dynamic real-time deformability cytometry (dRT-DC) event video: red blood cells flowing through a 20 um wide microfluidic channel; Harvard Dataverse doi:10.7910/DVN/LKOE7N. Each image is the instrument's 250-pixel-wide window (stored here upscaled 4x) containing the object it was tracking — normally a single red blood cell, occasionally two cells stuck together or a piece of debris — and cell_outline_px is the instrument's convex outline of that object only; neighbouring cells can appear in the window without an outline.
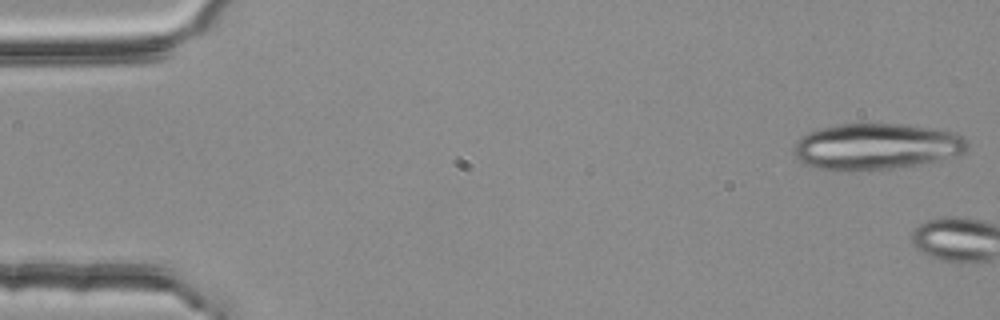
{"species": "common noctule bat (a hibernating species)", "species_latin": "Nyctalus noctula", "temperature_condition": "room temperature", "stored_images_in_passage": 5, "camera_frame_rate_fps": 3000, "um_per_image_px": 0.085, "animal": {"sex": "female", "body_mass_g": 25.1}, "frame": {"image": 1, "passage_image": 1, "time_ms": 0.0, "image_size_px": [1000, 320], "cell_outline_px": [[968, 144], [964, 152], [956, 156], [924, 164], [892, 168], [840, 172], [836, 172], [816, 168], [800, 160], [792, 152], [796, 144], [808, 132], [824, 128], [844, 124], [900, 124], [932, 128], [952, 132], [964, 136], [968, 140]], "centroid_in_image_um": [74.52, 12.48], "position_along_channel_um": 10.5, "area_um2": 46.76}}